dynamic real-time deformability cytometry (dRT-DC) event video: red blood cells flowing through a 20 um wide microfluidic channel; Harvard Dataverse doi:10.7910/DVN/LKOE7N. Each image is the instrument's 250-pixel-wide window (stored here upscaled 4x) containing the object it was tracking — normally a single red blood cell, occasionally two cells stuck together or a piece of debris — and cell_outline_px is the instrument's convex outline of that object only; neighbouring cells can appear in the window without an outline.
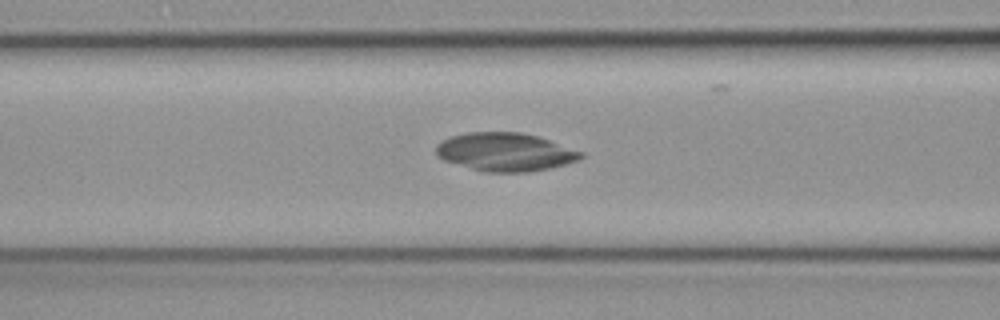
{"species": "common noctule bat (a hibernating species)", "species_latin": "Nyctalus noctula", "temperature_condition": "cold", "stored_images_in_passage": 36, "camera_frame_rate_fps": 3000, "um_per_image_px": 0.085, "animal": {"sex": "female", "body_mass_g": 19.3, "forearm_length_mm": 54.1}, "frame": {"image": 1, "passage_image": 23, "time_ms": 7.333, "image_size_px": [1000, 320], "cell_outline_px": [[584, 156], [580, 160], [548, 168], [528, 172], [484, 172], [444, 160], [436, 156], [436, 144], [452, 136], [468, 132], [520, 132], [536, 136], [584, 152]], "centroid_in_image_um": [42.94, 12.92], "position_along_channel_um": 123.7, "area_um2": 32.14}}
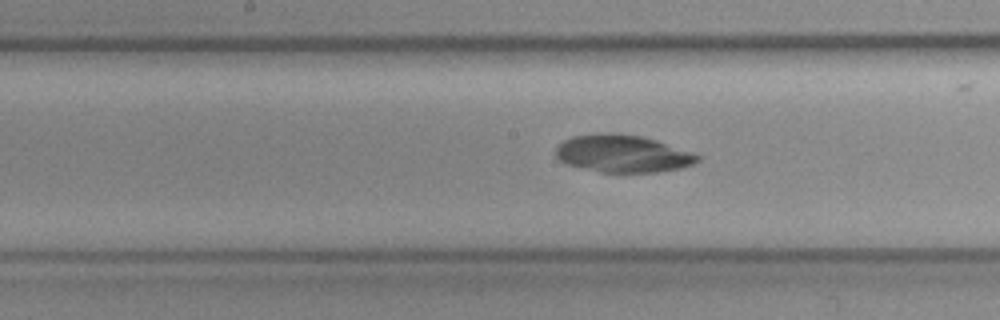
{"frame": {"image": 2, "passage_image": 29, "time_ms": 9.333, "image_size_px": [1000, 320], "cell_outline_px": [[700, 160], [692, 164], [680, 168], [656, 172], [600, 172], [568, 164], [560, 160], [556, 156], [556, 148], [564, 140], [572, 136], [596, 132], [616, 132], [640, 136], [656, 140], [692, 152], [700, 156]], "centroid_in_image_um": [52.92, 13.04], "position_along_channel_um": 195.3, "area_um2": 30.92}}
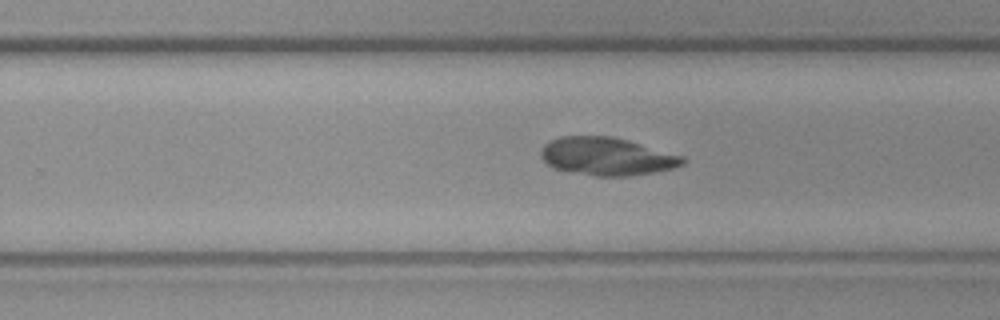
{"frame": {"image": 3, "passage_image": 36, "time_ms": 11.667, "image_size_px": [1000, 320], "cell_outline_px": [[688, 160], [684, 164], [672, 168], [652, 172], [628, 176], [596, 176], [552, 168], [540, 156], [540, 152], [544, 144], [560, 136], [612, 136], [628, 140], [684, 156]], "centroid_in_image_um": [51.59, 13.29], "position_along_channel_um": 278.2, "area_um2": 31.27}}